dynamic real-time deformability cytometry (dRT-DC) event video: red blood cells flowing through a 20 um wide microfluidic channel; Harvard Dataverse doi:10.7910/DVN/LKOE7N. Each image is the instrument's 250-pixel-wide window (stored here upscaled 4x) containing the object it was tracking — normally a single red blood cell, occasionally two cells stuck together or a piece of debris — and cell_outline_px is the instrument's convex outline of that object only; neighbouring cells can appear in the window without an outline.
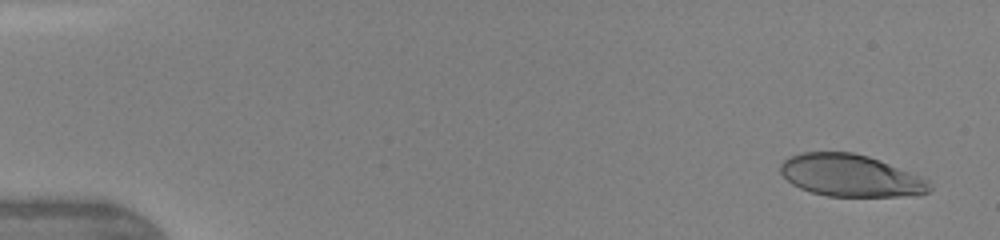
{"species": "human", "species_latin": "Homo sapiens", "temperature_condition": "warm", "stored_images_in_passage": 9, "camera_frame_rate_fps": 3000, "um_per_image_px": 0.085, "donor": {"sex": "female"}, "frame": {"image": 1, "passage_image": 5, "time_ms": 0.667, "image_size_px": [1000, 240], "cell_outline_px": [[932, 188], [928, 192], [920, 196], [828, 196], [812, 192], [800, 188], [792, 184], [780, 172], [780, 164], [784, 160], [800, 152], [852, 152], [868, 156], [880, 160], [920, 176], [928, 180], [932, 184]], "centroid_in_image_um": [72.33, 14.93], "position_along_channel_um": 12.7, "area_um2": 36.65}}